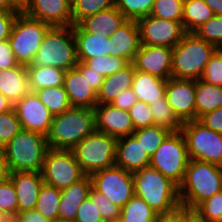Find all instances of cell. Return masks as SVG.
<instances>
[{"instance_id":"1","label":"cell","mask_w":222,"mask_h":222,"mask_svg":"<svg viewBox=\"0 0 222 222\" xmlns=\"http://www.w3.org/2000/svg\"><path fill=\"white\" fill-rule=\"evenodd\" d=\"M222 191V167L189 159L183 181L178 186L181 207L194 209L199 203Z\"/></svg>"},{"instance_id":"2","label":"cell","mask_w":222,"mask_h":222,"mask_svg":"<svg viewBox=\"0 0 222 222\" xmlns=\"http://www.w3.org/2000/svg\"><path fill=\"white\" fill-rule=\"evenodd\" d=\"M94 131V109L70 107L53 116L49 134L46 136L48 147L55 150H72Z\"/></svg>"},{"instance_id":"3","label":"cell","mask_w":222,"mask_h":222,"mask_svg":"<svg viewBox=\"0 0 222 222\" xmlns=\"http://www.w3.org/2000/svg\"><path fill=\"white\" fill-rule=\"evenodd\" d=\"M133 174L135 196L142 198L158 215L181 207L178 186L151 166Z\"/></svg>"},{"instance_id":"4","label":"cell","mask_w":222,"mask_h":222,"mask_svg":"<svg viewBox=\"0 0 222 222\" xmlns=\"http://www.w3.org/2000/svg\"><path fill=\"white\" fill-rule=\"evenodd\" d=\"M78 64L73 26H51L45 33L33 62L26 67H57L65 71Z\"/></svg>"},{"instance_id":"5","label":"cell","mask_w":222,"mask_h":222,"mask_svg":"<svg viewBox=\"0 0 222 222\" xmlns=\"http://www.w3.org/2000/svg\"><path fill=\"white\" fill-rule=\"evenodd\" d=\"M48 150L46 136L22 129L4 146L8 173L41 172Z\"/></svg>"},{"instance_id":"6","label":"cell","mask_w":222,"mask_h":222,"mask_svg":"<svg viewBox=\"0 0 222 222\" xmlns=\"http://www.w3.org/2000/svg\"><path fill=\"white\" fill-rule=\"evenodd\" d=\"M215 48L214 45L197 37L194 33H186L181 41L172 48L171 77L200 79Z\"/></svg>"},{"instance_id":"7","label":"cell","mask_w":222,"mask_h":222,"mask_svg":"<svg viewBox=\"0 0 222 222\" xmlns=\"http://www.w3.org/2000/svg\"><path fill=\"white\" fill-rule=\"evenodd\" d=\"M118 138L94 131L71 151L85 175L115 166Z\"/></svg>"},{"instance_id":"8","label":"cell","mask_w":222,"mask_h":222,"mask_svg":"<svg viewBox=\"0 0 222 222\" xmlns=\"http://www.w3.org/2000/svg\"><path fill=\"white\" fill-rule=\"evenodd\" d=\"M188 162L186 141L181 131L171 132L150 157V166L177 186L183 181Z\"/></svg>"},{"instance_id":"9","label":"cell","mask_w":222,"mask_h":222,"mask_svg":"<svg viewBox=\"0 0 222 222\" xmlns=\"http://www.w3.org/2000/svg\"><path fill=\"white\" fill-rule=\"evenodd\" d=\"M51 26L20 12L14 22L8 39L11 49L20 65L33 62L42 39Z\"/></svg>"},{"instance_id":"10","label":"cell","mask_w":222,"mask_h":222,"mask_svg":"<svg viewBox=\"0 0 222 222\" xmlns=\"http://www.w3.org/2000/svg\"><path fill=\"white\" fill-rule=\"evenodd\" d=\"M180 131L186 141L189 159L222 167V134L207 128L198 119L183 122Z\"/></svg>"},{"instance_id":"11","label":"cell","mask_w":222,"mask_h":222,"mask_svg":"<svg viewBox=\"0 0 222 222\" xmlns=\"http://www.w3.org/2000/svg\"><path fill=\"white\" fill-rule=\"evenodd\" d=\"M44 183L64 189L85 176L71 150L49 149L41 171Z\"/></svg>"},{"instance_id":"12","label":"cell","mask_w":222,"mask_h":222,"mask_svg":"<svg viewBox=\"0 0 222 222\" xmlns=\"http://www.w3.org/2000/svg\"><path fill=\"white\" fill-rule=\"evenodd\" d=\"M92 187L122 208L134 195L133 174L114 166L91 175Z\"/></svg>"},{"instance_id":"13","label":"cell","mask_w":222,"mask_h":222,"mask_svg":"<svg viewBox=\"0 0 222 222\" xmlns=\"http://www.w3.org/2000/svg\"><path fill=\"white\" fill-rule=\"evenodd\" d=\"M137 24L142 45L174 48L186 34L183 22L151 15L138 19Z\"/></svg>"},{"instance_id":"14","label":"cell","mask_w":222,"mask_h":222,"mask_svg":"<svg viewBox=\"0 0 222 222\" xmlns=\"http://www.w3.org/2000/svg\"><path fill=\"white\" fill-rule=\"evenodd\" d=\"M24 130H30L47 136L53 115L42 104L35 92H29L13 106Z\"/></svg>"},{"instance_id":"15","label":"cell","mask_w":222,"mask_h":222,"mask_svg":"<svg viewBox=\"0 0 222 222\" xmlns=\"http://www.w3.org/2000/svg\"><path fill=\"white\" fill-rule=\"evenodd\" d=\"M195 80L169 78L166 98L176 117L183 123L196 120Z\"/></svg>"},{"instance_id":"16","label":"cell","mask_w":222,"mask_h":222,"mask_svg":"<svg viewBox=\"0 0 222 222\" xmlns=\"http://www.w3.org/2000/svg\"><path fill=\"white\" fill-rule=\"evenodd\" d=\"M172 48L140 44L133 65L135 70L168 80L172 71Z\"/></svg>"},{"instance_id":"17","label":"cell","mask_w":222,"mask_h":222,"mask_svg":"<svg viewBox=\"0 0 222 222\" xmlns=\"http://www.w3.org/2000/svg\"><path fill=\"white\" fill-rule=\"evenodd\" d=\"M94 113L96 131L120 138L132 135L135 130L129 111L112 104H97Z\"/></svg>"},{"instance_id":"18","label":"cell","mask_w":222,"mask_h":222,"mask_svg":"<svg viewBox=\"0 0 222 222\" xmlns=\"http://www.w3.org/2000/svg\"><path fill=\"white\" fill-rule=\"evenodd\" d=\"M24 13L50 26H73L69 0H31Z\"/></svg>"},{"instance_id":"19","label":"cell","mask_w":222,"mask_h":222,"mask_svg":"<svg viewBox=\"0 0 222 222\" xmlns=\"http://www.w3.org/2000/svg\"><path fill=\"white\" fill-rule=\"evenodd\" d=\"M8 178L15 187L18 213L26 210H34L40 189L44 183L41 172H9Z\"/></svg>"},{"instance_id":"20","label":"cell","mask_w":222,"mask_h":222,"mask_svg":"<svg viewBox=\"0 0 222 222\" xmlns=\"http://www.w3.org/2000/svg\"><path fill=\"white\" fill-rule=\"evenodd\" d=\"M110 56L121 57L133 63L140 46L137 21L127 20L109 36Z\"/></svg>"},{"instance_id":"21","label":"cell","mask_w":222,"mask_h":222,"mask_svg":"<svg viewBox=\"0 0 222 222\" xmlns=\"http://www.w3.org/2000/svg\"><path fill=\"white\" fill-rule=\"evenodd\" d=\"M115 166L134 173L150 166V156L133 135L118 138Z\"/></svg>"},{"instance_id":"22","label":"cell","mask_w":222,"mask_h":222,"mask_svg":"<svg viewBox=\"0 0 222 222\" xmlns=\"http://www.w3.org/2000/svg\"><path fill=\"white\" fill-rule=\"evenodd\" d=\"M64 88L72 107L94 109L97 105V93L89 86L86 73H81L76 67L65 72Z\"/></svg>"},{"instance_id":"23","label":"cell","mask_w":222,"mask_h":222,"mask_svg":"<svg viewBox=\"0 0 222 222\" xmlns=\"http://www.w3.org/2000/svg\"><path fill=\"white\" fill-rule=\"evenodd\" d=\"M92 188L91 176L85 175L79 181L61 190L58 219L75 220L80 204L89 197Z\"/></svg>"},{"instance_id":"24","label":"cell","mask_w":222,"mask_h":222,"mask_svg":"<svg viewBox=\"0 0 222 222\" xmlns=\"http://www.w3.org/2000/svg\"><path fill=\"white\" fill-rule=\"evenodd\" d=\"M76 41L78 62H86L93 57L110 55L109 36L83 31L78 25H73Z\"/></svg>"},{"instance_id":"25","label":"cell","mask_w":222,"mask_h":222,"mask_svg":"<svg viewBox=\"0 0 222 222\" xmlns=\"http://www.w3.org/2000/svg\"><path fill=\"white\" fill-rule=\"evenodd\" d=\"M29 92V76L25 65L0 70V93L13 105Z\"/></svg>"},{"instance_id":"26","label":"cell","mask_w":222,"mask_h":222,"mask_svg":"<svg viewBox=\"0 0 222 222\" xmlns=\"http://www.w3.org/2000/svg\"><path fill=\"white\" fill-rule=\"evenodd\" d=\"M126 21L127 19L114 6L82 19L77 25L87 33L110 36Z\"/></svg>"},{"instance_id":"27","label":"cell","mask_w":222,"mask_h":222,"mask_svg":"<svg viewBox=\"0 0 222 222\" xmlns=\"http://www.w3.org/2000/svg\"><path fill=\"white\" fill-rule=\"evenodd\" d=\"M135 67L130 63L116 73L104 77L100 91L97 93V104H111L124 90L132 88Z\"/></svg>"},{"instance_id":"28","label":"cell","mask_w":222,"mask_h":222,"mask_svg":"<svg viewBox=\"0 0 222 222\" xmlns=\"http://www.w3.org/2000/svg\"><path fill=\"white\" fill-rule=\"evenodd\" d=\"M167 80L135 70L132 89L138 101L152 104L166 97Z\"/></svg>"},{"instance_id":"29","label":"cell","mask_w":222,"mask_h":222,"mask_svg":"<svg viewBox=\"0 0 222 222\" xmlns=\"http://www.w3.org/2000/svg\"><path fill=\"white\" fill-rule=\"evenodd\" d=\"M196 119L222 106V87L195 80Z\"/></svg>"},{"instance_id":"30","label":"cell","mask_w":222,"mask_h":222,"mask_svg":"<svg viewBox=\"0 0 222 222\" xmlns=\"http://www.w3.org/2000/svg\"><path fill=\"white\" fill-rule=\"evenodd\" d=\"M30 92L64 85L65 70L57 67H27Z\"/></svg>"},{"instance_id":"31","label":"cell","mask_w":222,"mask_h":222,"mask_svg":"<svg viewBox=\"0 0 222 222\" xmlns=\"http://www.w3.org/2000/svg\"><path fill=\"white\" fill-rule=\"evenodd\" d=\"M214 16L204 0H184L182 22L186 33H193Z\"/></svg>"},{"instance_id":"32","label":"cell","mask_w":222,"mask_h":222,"mask_svg":"<svg viewBox=\"0 0 222 222\" xmlns=\"http://www.w3.org/2000/svg\"><path fill=\"white\" fill-rule=\"evenodd\" d=\"M158 214L140 197L133 196L122 208L121 222H156Z\"/></svg>"},{"instance_id":"33","label":"cell","mask_w":222,"mask_h":222,"mask_svg":"<svg viewBox=\"0 0 222 222\" xmlns=\"http://www.w3.org/2000/svg\"><path fill=\"white\" fill-rule=\"evenodd\" d=\"M42 104L54 115H58L71 106L64 85L59 87L42 88L35 91Z\"/></svg>"},{"instance_id":"34","label":"cell","mask_w":222,"mask_h":222,"mask_svg":"<svg viewBox=\"0 0 222 222\" xmlns=\"http://www.w3.org/2000/svg\"><path fill=\"white\" fill-rule=\"evenodd\" d=\"M61 190L43 183L37 199L35 210L50 221L58 219Z\"/></svg>"},{"instance_id":"35","label":"cell","mask_w":222,"mask_h":222,"mask_svg":"<svg viewBox=\"0 0 222 222\" xmlns=\"http://www.w3.org/2000/svg\"><path fill=\"white\" fill-rule=\"evenodd\" d=\"M171 132L172 131L167 128L152 125L136 129L133 131L132 135L138 140L143 149L151 157L155 153V150Z\"/></svg>"},{"instance_id":"36","label":"cell","mask_w":222,"mask_h":222,"mask_svg":"<svg viewBox=\"0 0 222 222\" xmlns=\"http://www.w3.org/2000/svg\"><path fill=\"white\" fill-rule=\"evenodd\" d=\"M153 114V125L167 128L172 132L180 131L182 122L176 117L166 97L150 104Z\"/></svg>"},{"instance_id":"37","label":"cell","mask_w":222,"mask_h":222,"mask_svg":"<svg viewBox=\"0 0 222 222\" xmlns=\"http://www.w3.org/2000/svg\"><path fill=\"white\" fill-rule=\"evenodd\" d=\"M73 25L82 19L115 6V0H74L71 3Z\"/></svg>"},{"instance_id":"38","label":"cell","mask_w":222,"mask_h":222,"mask_svg":"<svg viewBox=\"0 0 222 222\" xmlns=\"http://www.w3.org/2000/svg\"><path fill=\"white\" fill-rule=\"evenodd\" d=\"M18 214V204L15 187L7 177L0 181V217L14 219Z\"/></svg>"},{"instance_id":"39","label":"cell","mask_w":222,"mask_h":222,"mask_svg":"<svg viewBox=\"0 0 222 222\" xmlns=\"http://www.w3.org/2000/svg\"><path fill=\"white\" fill-rule=\"evenodd\" d=\"M155 0H115V7L127 20H135L150 15Z\"/></svg>"},{"instance_id":"40","label":"cell","mask_w":222,"mask_h":222,"mask_svg":"<svg viewBox=\"0 0 222 222\" xmlns=\"http://www.w3.org/2000/svg\"><path fill=\"white\" fill-rule=\"evenodd\" d=\"M92 70L96 71L97 73L101 74L103 77H107L116 73L119 70L124 69L127 67L130 62L121 57H114V56H100V57H93L88 59L85 62Z\"/></svg>"},{"instance_id":"41","label":"cell","mask_w":222,"mask_h":222,"mask_svg":"<svg viewBox=\"0 0 222 222\" xmlns=\"http://www.w3.org/2000/svg\"><path fill=\"white\" fill-rule=\"evenodd\" d=\"M184 0H155L151 16L182 22Z\"/></svg>"},{"instance_id":"42","label":"cell","mask_w":222,"mask_h":222,"mask_svg":"<svg viewBox=\"0 0 222 222\" xmlns=\"http://www.w3.org/2000/svg\"><path fill=\"white\" fill-rule=\"evenodd\" d=\"M193 33L215 47L222 46V15H214Z\"/></svg>"},{"instance_id":"43","label":"cell","mask_w":222,"mask_h":222,"mask_svg":"<svg viewBox=\"0 0 222 222\" xmlns=\"http://www.w3.org/2000/svg\"><path fill=\"white\" fill-rule=\"evenodd\" d=\"M193 210L208 222H222V191L205 199Z\"/></svg>"},{"instance_id":"44","label":"cell","mask_w":222,"mask_h":222,"mask_svg":"<svg viewBox=\"0 0 222 222\" xmlns=\"http://www.w3.org/2000/svg\"><path fill=\"white\" fill-rule=\"evenodd\" d=\"M22 129L14 108L0 114V145L4 147Z\"/></svg>"},{"instance_id":"45","label":"cell","mask_w":222,"mask_h":222,"mask_svg":"<svg viewBox=\"0 0 222 222\" xmlns=\"http://www.w3.org/2000/svg\"><path fill=\"white\" fill-rule=\"evenodd\" d=\"M76 222H105L98 208L96 207V190L92 187L89 197L84 200L78 207Z\"/></svg>"},{"instance_id":"46","label":"cell","mask_w":222,"mask_h":222,"mask_svg":"<svg viewBox=\"0 0 222 222\" xmlns=\"http://www.w3.org/2000/svg\"><path fill=\"white\" fill-rule=\"evenodd\" d=\"M134 129L149 127L153 125V114L150 105L137 101L129 110Z\"/></svg>"},{"instance_id":"47","label":"cell","mask_w":222,"mask_h":222,"mask_svg":"<svg viewBox=\"0 0 222 222\" xmlns=\"http://www.w3.org/2000/svg\"><path fill=\"white\" fill-rule=\"evenodd\" d=\"M201 80L222 87V60L214 53L207 63Z\"/></svg>"},{"instance_id":"48","label":"cell","mask_w":222,"mask_h":222,"mask_svg":"<svg viewBox=\"0 0 222 222\" xmlns=\"http://www.w3.org/2000/svg\"><path fill=\"white\" fill-rule=\"evenodd\" d=\"M96 207L104 221L119 220L121 208L113 204L105 195L96 191Z\"/></svg>"},{"instance_id":"49","label":"cell","mask_w":222,"mask_h":222,"mask_svg":"<svg viewBox=\"0 0 222 222\" xmlns=\"http://www.w3.org/2000/svg\"><path fill=\"white\" fill-rule=\"evenodd\" d=\"M20 12L18 10H8L0 12V42L8 40Z\"/></svg>"},{"instance_id":"50","label":"cell","mask_w":222,"mask_h":222,"mask_svg":"<svg viewBox=\"0 0 222 222\" xmlns=\"http://www.w3.org/2000/svg\"><path fill=\"white\" fill-rule=\"evenodd\" d=\"M198 120L207 128L222 134V106L205 113Z\"/></svg>"},{"instance_id":"51","label":"cell","mask_w":222,"mask_h":222,"mask_svg":"<svg viewBox=\"0 0 222 222\" xmlns=\"http://www.w3.org/2000/svg\"><path fill=\"white\" fill-rule=\"evenodd\" d=\"M15 55L8 40L0 42V70L17 67Z\"/></svg>"},{"instance_id":"52","label":"cell","mask_w":222,"mask_h":222,"mask_svg":"<svg viewBox=\"0 0 222 222\" xmlns=\"http://www.w3.org/2000/svg\"><path fill=\"white\" fill-rule=\"evenodd\" d=\"M76 68L81 73H86V79L89 82V86H91L92 89L96 93H98L101 89L104 77L101 74L97 73L96 71L92 70L85 62H78Z\"/></svg>"},{"instance_id":"53","label":"cell","mask_w":222,"mask_h":222,"mask_svg":"<svg viewBox=\"0 0 222 222\" xmlns=\"http://www.w3.org/2000/svg\"><path fill=\"white\" fill-rule=\"evenodd\" d=\"M137 97L132 88L124 90L115 100L111 103L118 109L129 111L130 108L137 102Z\"/></svg>"},{"instance_id":"54","label":"cell","mask_w":222,"mask_h":222,"mask_svg":"<svg viewBox=\"0 0 222 222\" xmlns=\"http://www.w3.org/2000/svg\"><path fill=\"white\" fill-rule=\"evenodd\" d=\"M13 220L15 222H51L35 209L22 211Z\"/></svg>"},{"instance_id":"55","label":"cell","mask_w":222,"mask_h":222,"mask_svg":"<svg viewBox=\"0 0 222 222\" xmlns=\"http://www.w3.org/2000/svg\"><path fill=\"white\" fill-rule=\"evenodd\" d=\"M156 222H185V208L180 207L172 213L158 215Z\"/></svg>"},{"instance_id":"56","label":"cell","mask_w":222,"mask_h":222,"mask_svg":"<svg viewBox=\"0 0 222 222\" xmlns=\"http://www.w3.org/2000/svg\"><path fill=\"white\" fill-rule=\"evenodd\" d=\"M185 222H208L201 217L195 210L185 208Z\"/></svg>"},{"instance_id":"57","label":"cell","mask_w":222,"mask_h":222,"mask_svg":"<svg viewBox=\"0 0 222 222\" xmlns=\"http://www.w3.org/2000/svg\"><path fill=\"white\" fill-rule=\"evenodd\" d=\"M8 177V170L5 162V151L4 147L0 145V181Z\"/></svg>"},{"instance_id":"58","label":"cell","mask_w":222,"mask_h":222,"mask_svg":"<svg viewBox=\"0 0 222 222\" xmlns=\"http://www.w3.org/2000/svg\"><path fill=\"white\" fill-rule=\"evenodd\" d=\"M214 12V15H222V0H204Z\"/></svg>"},{"instance_id":"59","label":"cell","mask_w":222,"mask_h":222,"mask_svg":"<svg viewBox=\"0 0 222 222\" xmlns=\"http://www.w3.org/2000/svg\"><path fill=\"white\" fill-rule=\"evenodd\" d=\"M10 4L19 12H24L31 0H9Z\"/></svg>"},{"instance_id":"60","label":"cell","mask_w":222,"mask_h":222,"mask_svg":"<svg viewBox=\"0 0 222 222\" xmlns=\"http://www.w3.org/2000/svg\"><path fill=\"white\" fill-rule=\"evenodd\" d=\"M13 106L14 105L0 93V114L12 110Z\"/></svg>"},{"instance_id":"61","label":"cell","mask_w":222,"mask_h":222,"mask_svg":"<svg viewBox=\"0 0 222 222\" xmlns=\"http://www.w3.org/2000/svg\"><path fill=\"white\" fill-rule=\"evenodd\" d=\"M8 10H16V9L10 4L9 0H0V12Z\"/></svg>"},{"instance_id":"62","label":"cell","mask_w":222,"mask_h":222,"mask_svg":"<svg viewBox=\"0 0 222 222\" xmlns=\"http://www.w3.org/2000/svg\"><path fill=\"white\" fill-rule=\"evenodd\" d=\"M220 60H222V46H218L215 48V52H214Z\"/></svg>"},{"instance_id":"63","label":"cell","mask_w":222,"mask_h":222,"mask_svg":"<svg viewBox=\"0 0 222 222\" xmlns=\"http://www.w3.org/2000/svg\"><path fill=\"white\" fill-rule=\"evenodd\" d=\"M51 222H76L75 220H61L57 219L56 221H51Z\"/></svg>"},{"instance_id":"64","label":"cell","mask_w":222,"mask_h":222,"mask_svg":"<svg viewBox=\"0 0 222 222\" xmlns=\"http://www.w3.org/2000/svg\"><path fill=\"white\" fill-rule=\"evenodd\" d=\"M1 222H15L13 219H5V220H2Z\"/></svg>"},{"instance_id":"65","label":"cell","mask_w":222,"mask_h":222,"mask_svg":"<svg viewBox=\"0 0 222 222\" xmlns=\"http://www.w3.org/2000/svg\"><path fill=\"white\" fill-rule=\"evenodd\" d=\"M105 222H121L120 220H112V221H105Z\"/></svg>"}]
</instances>
